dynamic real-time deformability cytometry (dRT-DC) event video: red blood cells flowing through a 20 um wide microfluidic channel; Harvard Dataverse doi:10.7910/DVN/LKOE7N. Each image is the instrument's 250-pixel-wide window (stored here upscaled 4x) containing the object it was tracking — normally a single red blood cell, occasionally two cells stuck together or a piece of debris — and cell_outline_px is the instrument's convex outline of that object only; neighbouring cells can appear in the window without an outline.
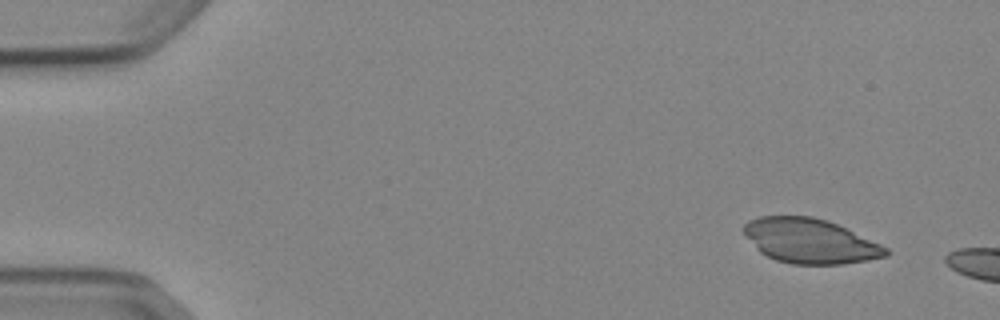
{"species": "Egyptian fruit bat (a non-hibernating species)", "species_latin": "Rousettus aegyptiacus", "temperature_condition": "cold", "stored_images_in_passage": 3, "camera_frame_rate_fps": 3000, "um_per_image_px": 0.085, "animal": {"sex": "female"}, "frame": {"image": 1, "passage_image": 1, "time_ms": 0.0, "image_size_px": [1000, 320], "cell_outline_px": [[888, 256], [868, 260], [844, 264], [792, 264], [776, 260], [760, 252], [756, 248], [740, 228], [748, 220], [760, 216], [812, 216], [828, 220], [880, 244], [888, 248]], "centroid_in_image_um": [68.83, 20.48], "position_along_channel_um": 16.2, "area_um2": 36.93}}